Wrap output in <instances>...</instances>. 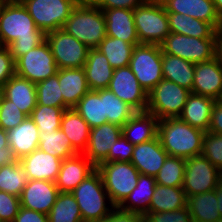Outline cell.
<instances>
[{
  "instance_id": "94428289",
  "label": "cell",
  "mask_w": 222,
  "mask_h": 222,
  "mask_svg": "<svg viewBox=\"0 0 222 222\" xmlns=\"http://www.w3.org/2000/svg\"><path fill=\"white\" fill-rule=\"evenodd\" d=\"M8 0H0V7L5 4Z\"/></svg>"
},
{
  "instance_id": "60d3db41",
  "label": "cell",
  "mask_w": 222,
  "mask_h": 222,
  "mask_svg": "<svg viewBox=\"0 0 222 222\" xmlns=\"http://www.w3.org/2000/svg\"><path fill=\"white\" fill-rule=\"evenodd\" d=\"M185 164L186 159L168 155L159 173L154 176L156 184L170 187H182Z\"/></svg>"
},
{
  "instance_id": "ee69618b",
  "label": "cell",
  "mask_w": 222,
  "mask_h": 222,
  "mask_svg": "<svg viewBox=\"0 0 222 222\" xmlns=\"http://www.w3.org/2000/svg\"><path fill=\"white\" fill-rule=\"evenodd\" d=\"M27 117L13 102L3 96L0 103V127L2 129L9 131L21 124Z\"/></svg>"
},
{
  "instance_id": "5b68a950",
  "label": "cell",
  "mask_w": 222,
  "mask_h": 222,
  "mask_svg": "<svg viewBox=\"0 0 222 222\" xmlns=\"http://www.w3.org/2000/svg\"><path fill=\"white\" fill-rule=\"evenodd\" d=\"M140 44L160 45L170 34L167 11L162 2L147 0L133 10Z\"/></svg>"
},
{
  "instance_id": "6f0895ef",
  "label": "cell",
  "mask_w": 222,
  "mask_h": 222,
  "mask_svg": "<svg viewBox=\"0 0 222 222\" xmlns=\"http://www.w3.org/2000/svg\"><path fill=\"white\" fill-rule=\"evenodd\" d=\"M216 196H217L219 214L222 217V180L216 187Z\"/></svg>"
},
{
  "instance_id": "680465c9",
  "label": "cell",
  "mask_w": 222,
  "mask_h": 222,
  "mask_svg": "<svg viewBox=\"0 0 222 222\" xmlns=\"http://www.w3.org/2000/svg\"><path fill=\"white\" fill-rule=\"evenodd\" d=\"M215 9L222 20V0H213Z\"/></svg>"
},
{
  "instance_id": "f907efd6",
  "label": "cell",
  "mask_w": 222,
  "mask_h": 222,
  "mask_svg": "<svg viewBox=\"0 0 222 222\" xmlns=\"http://www.w3.org/2000/svg\"><path fill=\"white\" fill-rule=\"evenodd\" d=\"M101 10L123 8L134 10L136 7L144 4L147 0H90Z\"/></svg>"
},
{
  "instance_id": "8d00e7d4",
  "label": "cell",
  "mask_w": 222,
  "mask_h": 222,
  "mask_svg": "<svg viewBox=\"0 0 222 222\" xmlns=\"http://www.w3.org/2000/svg\"><path fill=\"white\" fill-rule=\"evenodd\" d=\"M39 149L62 160L78 154L72 148L69 138L61 129L40 132Z\"/></svg>"
},
{
  "instance_id": "5bb4252c",
  "label": "cell",
  "mask_w": 222,
  "mask_h": 222,
  "mask_svg": "<svg viewBox=\"0 0 222 222\" xmlns=\"http://www.w3.org/2000/svg\"><path fill=\"white\" fill-rule=\"evenodd\" d=\"M107 89L136 112L147 110L148 93L139 84L129 66L114 69Z\"/></svg>"
},
{
  "instance_id": "4fadbf2b",
  "label": "cell",
  "mask_w": 222,
  "mask_h": 222,
  "mask_svg": "<svg viewBox=\"0 0 222 222\" xmlns=\"http://www.w3.org/2000/svg\"><path fill=\"white\" fill-rule=\"evenodd\" d=\"M16 75L32 83L41 82L57 73L55 59L45 40L15 61Z\"/></svg>"
},
{
  "instance_id": "d6a6232c",
  "label": "cell",
  "mask_w": 222,
  "mask_h": 222,
  "mask_svg": "<svg viewBox=\"0 0 222 222\" xmlns=\"http://www.w3.org/2000/svg\"><path fill=\"white\" fill-rule=\"evenodd\" d=\"M186 206L193 221L218 222L222 221L219 214L216 189L206 193L187 197Z\"/></svg>"
},
{
  "instance_id": "f35d334b",
  "label": "cell",
  "mask_w": 222,
  "mask_h": 222,
  "mask_svg": "<svg viewBox=\"0 0 222 222\" xmlns=\"http://www.w3.org/2000/svg\"><path fill=\"white\" fill-rule=\"evenodd\" d=\"M28 178L20 161L0 166V191L20 197Z\"/></svg>"
},
{
  "instance_id": "4dcf8cb0",
  "label": "cell",
  "mask_w": 222,
  "mask_h": 222,
  "mask_svg": "<svg viewBox=\"0 0 222 222\" xmlns=\"http://www.w3.org/2000/svg\"><path fill=\"white\" fill-rule=\"evenodd\" d=\"M194 73L195 64L162 52L163 79L172 81L192 93Z\"/></svg>"
},
{
  "instance_id": "44dd1931",
  "label": "cell",
  "mask_w": 222,
  "mask_h": 222,
  "mask_svg": "<svg viewBox=\"0 0 222 222\" xmlns=\"http://www.w3.org/2000/svg\"><path fill=\"white\" fill-rule=\"evenodd\" d=\"M167 12L180 13L212 24L216 29L222 26L213 0H164Z\"/></svg>"
},
{
  "instance_id": "7402d4cb",
  "label": "cell",
  "mask_w": 222,
  "mask_h": 222,
  "mask_svg": "<svg viewBox=\"0 0 222 222\" xmlns=\"http://www.w3.org/2000/svg\"><path fill=\"white\" fill-rule=\"evenodd\" d=\"M109 37L119 38L127 43H139L133 18V10L115 8L102 10Z\"/></svg>"
},
{
  "instance_id": "30bf717a",
  "label": "cell",
  "mask_w": 222,
  "mask_h": 222,
  "mask_svg": "<svg viewBox=\"0 0 222 222\" xmlns=\"http://www.w3.org/2000/svg\"><path fill=\"white\" fill-rule=\"evenodd\" d=\"M160 47L163 53L178 56L193 64L215 57V38H196L170 32Z\"/></svg>"
},
{
  "instance_id": "9a60e30c",
  "label": "cell",
  "mask_w": 222,
  "mask_h": 222,
  "mask_svg": "<svg viewBox=\"0 0 222 222\" xmlns=\"http://www.w3.org/2000/svg\"><path fill=\"white\" fill-rule=\"evenodd\" d=\"M59 194L54 182L28 180L20 196L21 207L48 214Z\"/></svg>"
},
{
  "instance_id": "e0dca14e",
  "label": "cell",
  "mask_w": 222,
  "mask_h": 222,
  "mask_svg": "<svg viewBox=\"0 0 222 222\" xmlns=\"http://www.w3.org/2000/svg\"><path fill=\"white\" fill-rule=\"evenodd\" d=\"M95 170L96 166L84 154H76L62 161L55 184L59 192L71 193Z\"/></svg>"
},
{
  "instance_id": "cb8c5ba5",
  "label": "cell",
  "mask_w": 222,
  "mask_h": 222,
  "mask_svg": "<svg viewBox=\"0 0 222 222\" xmlns=\"http://www.w3.org/2000/svg\"><path fill=\"white\" fill-rule=\"evenodd\" d=\"M158 122L152 113L136 112L122 126V135L133 145L148 142L157 137Z\"/></svg>"
},
{
  "instance_id": "ac0fdd59",
  "label": "cell",
  "mask_w": 222,
  "mask_h": 222,
  "mask_svg": "<svg viewBox=\"0 0 222 222\" xmlns=\"http://www.w3.org/2000/svg\"><path fill=\"white\" fill-rule=\"evenodd\" d=\"M192 93L215 100L222 98V67L215 57L195 64Z\"/></svg>"
},
{
  "instance_id": "4316f807",
  "label": "cell",
  "mask_w": 222,
  "mask_h": 222,
  "mask_svg": "<svg viewBox=\"0 0 222 222\" xmlns=\"http://www.w3.org/2000/svg\"><path fill=\"white\" fill-rule=\"evenodd\" d=\"M216 100L202 95L191 93L179 115V119L187 124L208 132L211 111Z\"/></svg>"
},
{
  "instance_id": "3957f363",
  "label": "cell",
  "mask_w": 222,
  "mask_h": 222,
  "mask_svg": "<svg viewBox=\"0 0 222 222\" xmlns=\"http://www.w3.org/2000/svg\"><path fill=\"white\" fill-rule=\"evenodd\" d=\"M63 29L89 49L97 48L107 36L103 12L91 1H79Z\"/></svg>"
},
{
  "instance_id": "ab89813d",
  "label": "cell",
  "mask_w": 222,
  "mask_h": 222,
  "mask_svg": "<svg viewBox=\"0 0 222 222\" xmlns=\"http://www.w3.org/2000/svg\"><path fill=\"white\" fill-rule=\"evenodd\" d=\"M135 113L136 111L131 106L123 102L113 92L104 89V116L107 117L108 123L122 127Z\"/></svg>"
},
{
  "instance_id": "1f68e13d",
  "label": "cell",
  "mask_w": 222,
  "mask_h": 222,
  "mask_svg": "<svg viewBox=\"0 0 222 222\" xmlns=\"http://www.w3.org/2000/svg\"><path fill=\"white\" fill-rule=\"evenodd\" d=\"M167 17L172 33L196 38H215L216 28L210 23L174 12H167Z\"/></svg>"
},
{
  "instance_id": "83f0119b",
  "label": "cell",
  "mask_w": 222,
  "mask_h": 222,
  "mask_svg": "<svg viewBox=\"0 0 222 222\" xmlns=\"http://www.w3.org/2000/svg\"><path fill=\"white\" fill-rule=\"evenodd\" d=\"M83 69L90 90L107 89L114 69L97 48L89 49Z\"/></svg>"
},
{
  "instance_id": "f546056e",
  "label": "cell",
  "mask_w": 222,
  "mask_h": 222,
  "mask_svg": "<svg viewBox=\"0 0 222 222\" xmlns=\"http://www.w3.org/2000/svg\"><path fill=\"white\" fill-rule=\"evenodd\" d=\"M155 186L156 181L154 176L140 174L136 187L118 208L126 212H135L143 216L149 210Z\"/></svg>"
},
{
  "instance_id": "d590c367",
  "label": "cell",
  "mask_w": 222,
  "mask_h": 222,
  "mask_svg": "<svg viewBox=\"0 0 222 222\" xmlns=\"http://www.w3.org/2000/svg\"><path fill=\"white\" fill-rule=\"evenodd\" d=\"M140 43H127L119 38L106 36L97 49L106 56L113 69L129 66L133 49Z\"/></svg>"
},
{
  "instance_id": "f5cc1de1",
  "label": "cell",
  "mask_w": 222,
  "mask_h": 222,
  "mask_svg": "<svg viewBox=\"0 0 222 222\" xmlns=\"http://www.w3.org/2000/svg\"><path fill=\"white\" fill-rule=\"evenodd\" d=\"M99 222H143V216L135 212H126L116 207Z\"/></svg>"
},
{
  "instance_id": "ba28073f",
  "label": "cell",
  "mask_w": 222,
  "mask_h": 222,
  "mask_svg": "<svg viewBox=\"0 0 222 222\" xmlns=\"http://www.w3.org/2000/svg\"><path fill=\"white\" fill-rule=\"evenodd\" d=\"M45 34L63 29L66 20L79 0H20Z\"/></svg>"
},
{
  "instance_id": "f1b7e54d",
  "label": "cell",
  "mask_w": 222,
  "mask_h": 222,
  "mask_svg": "<svg viewBox=\"0 0 222 222\" xmlns=\"http://www.w3.org/2000/svg\"><path fill=\"white\" fill-rule=\"evenodd\" d=\"M60 129L69 138L72 148L78 154H83L88 145L91 128L74 108L64 111Z\"/></svg>"
},
{
  "instance_id": "8fae6325",
  "label": "cell",
  "mask_w": 222,
  "mask_h": 222,
  "mask_svg": "<svg viewBox=\"0 0 222 222\" xmlns=\"http://www.w3.org/2000/svg\"><path fill=\"white\" fill-rule=\"evenodd\" d=\"M222 172L203 155L186 159L183 190L186 197L216 189Z\"/></svg>"
},
{
  "instance_id": "816d5d0a",
  "label": "cell",
  "mask_w": 222,
  "mask_h": 222,
  "mask_svg": "<svg viewBox=\"0 0 222 222\" xmlns=\"http://www.w3.org/2000/svg\"><path fill=\"white\" fill-rule=\"evenodd\" d=\"M17 161L18 159L9 146L8 133L0 127V166L13 164Z\"/></svg>"
},
{
  "instance_id": "9f6ffc18",
  "label": "cell",
  "mask_w": 222,
  "mask_h": 222,
  "mask_svg": "<svg viewBox=\"0 0 222 222\" xmlns=\"http://www.w3.org/2000/svg\"><path fill=\"white\" fill-rule=\"evenodd\" d=\"M215 58L222 67V26L215 32Z\"/></svg>"
},
{
  "instance_id": "2e32d148",
  "label": "cell",
  "mask_w": 222,
  "mask_h": 222,
  "mask_svg": "<svg viewBox=\"0 0 222 222\" xmlns=\"http://www.w3.org/2000/svg\"><path fill=\"white\" fill-rule=\"evenodd\" d=\"M121 135L122 127L113 123L91 128L88 145L83 154L97 167L108 157L112 145Z\"/></svg>"
},
{
  "instance_id": "bcb514c9",
  "label": "cell",
  "mask_w": 222,
  "mask_h": 222,
  "mask_svg": "<svg viewBox=\"0 0 222 222\" xmlns=\"http://www.w3.org/2000/svg\"><path fill=\"white\" fill-rule=\"evenodd\" d=\"M143 222H194L187 207L168 212H146Z\"/></svg>"
},
{
  "instance_id": "836d02e7",
  "label": "cell",
  "mask_w": 222,
  "mask_h": 222,
  "mask_svg": "<svg viewBox=\"0 0 222 222\" xmlns=\"http://www.w3.org/2000/svg\"><path fill=\"white\" fill-rule=\"evenodd\" d=\"M90 128L108 123L104 116V89L89 90L74 107Z\"/></svg>"
},
{
  "instance_id": "f6af8a7d",
  "label": "cell",
  "mask_w": 222,
  "mask_h": 222,
  "mask_svg": "<svg viewBox=\"0 0 222 222\" xmlns=\"http://www.w3.org/2000/svg\"><path fill=\"white\" fill-rule=\"evenodd\" d=\"M202 155L222 172V135L206 132Z\"/></svg>"
},
{
  "instance_id": "603a6c76",
  "label": "cell",
  "mask_w": 222,
  "mask_h": 222,
  "mask_svg": "<svg viewBox=\"0 0 222 222\" xmlns=\"http://www.w3.org/2000/svg\"><path fill=\"white\" fill-rule=\"evenodd\" d=\"M3 96L30 117L36 107V85L28 79L13 75L3 86Z\"/></svg>"
},
{
  "instance_id": "ffe728a7",
  "label": "cell",
  "mask_w": 222,
  "mask_h": 222,
  "mask_svg": "<svg viewBox=\"0 0 222 222\" xmlns=\"http://www.w3.org/2000/svg\"><path fill=\"white\" fill-rule=\"evenodd\" d=\"M19 161L28 180H48L55 183L63 160L38 148Z\"/></svg>"
},
{
  "instance_id": "9c48e42d",
  "label": "cell",
  "mask_w": 222,
  "mask_h": 222,
  "mask_svg": "<svg viewBox=\"0 0 222 222\" xmlns=\"http://www.w3.org/2000/svg\"><path fill=\"white\" fill-rule=\"evenodd\" d=\"M139 84L149 93L162 79V50L157 44H139L129 62Z\"/></svg>"
},
{
  "instance_id": "91938a15",
  "label": "cell",
  "mask_w": 222,
  "mask_h": 222,
  "mask_svg": "<svg viewBox=\"0 0 222 222\" xmlns=\"http://www.w3.org/2000/svg\"><path fill=\"white\" fill-rule=\"evenodd\" d=\"M2 98H3V89L0 88V103H1Z\"/></svg>"
},
{
  "instance_id": "d6986e66",
  "label": "cell",
  "mask_w": 222,
  "mask_h": 222,
  "mask_svg": "<svg viewBox=\"0 0 222 222\" xmlns=\"http://www.w3.org/2000/svg\"><path fill=\"white\" fill-rule=\"evenodd\" d=\"M168 153L163 149L158 136L134 147L131 163L140 174L156 176Z\"/></svg>"
},
{
  "instance_id": "8992f818",
  "label": "cell",
  "mask_w": 222,
  "mask_h": 222,
  "mask_svg": "<svg viewBox=\"0 0 222 222\" xmlns=\"http://www.w3.org/2000/svg\"><path fill=\"white\" fill-rule=\"evenodd\" d=\"M112 204L118 207L137 185L139 171L131 162H102L96 167Z\"/></svg>"
},
{
  "instance_id": "6da1fadb",
  "label": "cell",
  "mask_w": 222,
  "mask_h": 222,
  "mask_svg": "<svg viewBox=\"0 0 222 222\" xmlns=\"http://www.w3.org/2000/svg\"><path fill=\"white\" fill-rule=\"evenodd\" d=\"M45 37L20 0H8L0 7V45L9 47L15 61L39 46Z\"/></svg>"
},
{
  "instance_id": "d4e9b609",
  "label": "cell",
  "mask_w": 222,
  "mask_h": 222,
  "mask_svg": "<svg viewBox=\"0 0 222 222\" xmlns=\"http://www.w3.org/2000/svg\"><path fill=\"white\" fill-rule=\"evenodd\" d=\"M58 82L64 104L69 109L74 108L79 100L90 90L83 67L58 69Z\"/></svg>"
},
{
  "instance_id": "e575fe53",
  "label": "cell",
  "mask_w": 222,
  "mask_h": 222,
  "mask_svg": "<svg viewBox=\"0 0 222 222\" xmlns=\"http://www.w3.org/2000/svg\"><path fill=\"white\" fill-rule=\"evenodd\" d=\"M187 197L182 187H170L156 184L147 212H168L186 206Z\"/></svg>"
},
{
  "instance_id": "7dc6e473",
  "label": "cell",
  "mask_w": 222,
  "mask_h": 222,
  "mask_svg": "<svg viewBox=\"0 0 222 222\" xmlns=\"http://www.w3.org/2000/svg\"><path fill=\"white\" fill-rule=\"evenodd\" d=\"M20 207V197L0 191V221L13 222Z\"/></svg>"
},
{
  "instance_id": "681fc988",
  "label": "cell",
  "mask_w": 222,
  "mask_h": 222,
  "mask_svg": "<svg viewBox=\"0 0 222 222\" xmlns=\"http://www.w3.org/2000/svg\"><path fill=\"white\" fill-rule=\"evenodd\" d=\"M15 74V60L9 47L0 45V88Z\"/></svg>"
},
{
  "instance_id": "277c9868",
  "label": "cell",
  "mask_w": 222,
  "mask_h": 222,
  "mask_svg": "<svg viewBox=\"0 0 222 222\" xmlns=\"http://www.w3.org/2000/svg\"><path fill=\"white\" fill-rule=\"evenodd\" d=\"M71 193L77 201L83 222H99L116 208L112 204L101 174L97 170L83 180Z\"/></svg>"
},
{
  "instance_id": "52a82bcc",
  "label": "cell",
  "mask_w": 222,
  "mask_h": 222,
  "mask_svg": "<svg viewBox=\"0 0 222 222\" xmlns=\"http://www.w3.org/2000/svg\"><path fill=\"white\" fill-rule=\"evenodd\" d=\"M191 91L178 84L162 79L149 93L147 112L159 120L176 118L181 114Z\"/></svg>"
},
{
  "instance_id": "c3c4849f",
  "label": "cell",
  "mask_w": 222,
  "mask_h": 222,
  "mask_svg": "<svg viewBox=\"0 0 222 222\" xmlns=\"http://www.w3.org/2000/svg\"><path fill=\"white\" fill-rule=\"evenodd\" d=\"M135 145L131 144L123 135L114 142L108 157L103 162H131Z\"/></svg>"
},
{
  "instance_id": "11a10c76",
  "label": "cell",
  "mask_w": 222,
  "mask_h": 222,
  "mask_svg": "<svg viewBox=\"0 0 222 222\" xmlns=\"http://www.w3.org/2000/svg\"><path fill=\"white\" fill-rule=\"evenodd\" d=\"M13 222H48V215L20 207Z\"/></svg>"
},
{
  "instance_id": "74e56055",
  "label": "cell",
  "mask_w": 222,
  "mask_h": 222,
  "mask_svg": "<svg viewBox=\"0 0 222 222\" xmlns=\"http://www.w3.org/2000/svg\"><path fill=\"white\" fill-rule=\"evenodd\" d=\"M48 222H83L77 201L72 193L59 192L49 211Z\"/></svg>"
},
{
  "instance_id": "7a4b0ae2",
  "label": "cell",
  "mask_w": 222,
  "mask_h": 222,
  "mask_svg": "<svg viewBox=\"0 0 222 222\" xmlns=\"http://www.w3.org/2000/svg\"><path fill=\"white\" fill-rule=\"evenodd\" d=\"M205 131L176 118L158 122V138L169 156L188 159L202 155Z\"/></svg>"
},
{
  "instance_id": "7bdbcfd3",
  "label": "cell",
  "mask_w": 222,
  "mask_h": 222,
  "mask_svg": "<svg viewBox=\"0 0 222 222\" xmlns=\"http://www.w3.org/2000/svg\"><path fill=\"white\" fill-rule=\"evenodd\" d=\"M65 109L62 107L36 105L30 118L40 132H49L60 129L61 118Z\"/></svg>"
},
{
  "instance_id": "b9f144b4",
  "label": "cell",
  "mask_w": 222,
  "mask_h": 222,
  "mask_svg": "<svg viewBox=\"0 0 222 222\" xmlns=\"http://www.w3.org/2000/svg\"><path fill=\"white\" fill-rule=\"evenodd\" d=\"M36 85V105L62 107L69 109L63 101L60 85L58 82V70L54 76H51Z\"/></svg>"
},
{
  "instance_id": "484cf974",
  "label": "cell",
  "mask_w": 222,
  "mask_h": 222,
  "mask_svg": "<svg viewBox=\"0 0 222 222\" xmlns=\"http://www.w3.org/2000/svg\"><path fill=\"white\" fill-rule=\"evenodd\" d=\"M7 133L9 146L18 160L39 148L40 131L30 117Z\"/></svg>"
},
{
  "instance_id": "db71d44e",
  "label": "cell",
  "mask_w": 222,
  "mask_h": 222,
  "mask_svg": "<svg viewBox=\"0 0 222 222\" xmlns=\"http://www.w3.org/2000/svg\"><path fill=\"white\" fill-rule=\"evenodd\" d=\"M208 132L222 135V98L212 108Z\"/></svg>"
},
{
  "instance_id": "7c38bea8",
  "label": "cell",
  "mask_w": 222,
  "mask_h": 222,
  "mask_svg": "<svg viewBox=\"0 0 222 222\" xmlns=\"http://www.w3.org/2000/svg\"><path fill=\"white\" fill-rule=\"evenodd\" d=\"M58 69L81 68L85 65L89 48L64 29L46 33Z\"/></svg>"
}]
</instances>
